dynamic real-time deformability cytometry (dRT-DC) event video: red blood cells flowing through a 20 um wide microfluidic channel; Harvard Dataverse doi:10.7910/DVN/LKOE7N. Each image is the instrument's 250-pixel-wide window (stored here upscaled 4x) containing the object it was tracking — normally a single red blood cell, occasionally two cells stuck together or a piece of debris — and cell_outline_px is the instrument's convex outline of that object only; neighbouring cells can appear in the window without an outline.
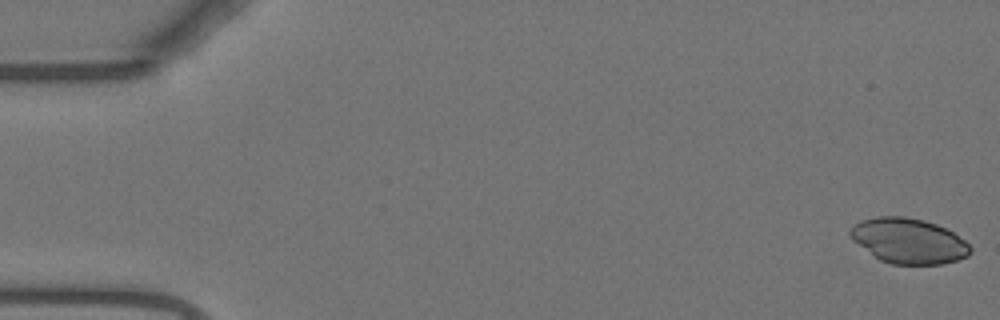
{"species": "Egyptian fruit bat (a non-hibernating species)", "species_latin": "Rousettus aegyptiacus", "temperature_condition": "warm", "stored_images_in_passage": 54, "camera_frame_rate_fps": 3000, "um_per_image_px": 0.085, "animal": {"sex": "female"}, "frame": {"image": 1, "passage_image": 1, "time_ms": 0.0, "image_size_px": [1000, 320], "cell_outline_px": [[972, 252], [968, 256], [956, 260], [940, 264], [892, 264], [880, 260], [852, 240], [848, 236], [848, 232], [852, 224], [860, 220], [876, 216], [904, 216], [924, 220], [936, 224], [952, 232], [964, 240], [972, 248]], "centroid_in_image_um": [77.19, 20.46], "position_along_channel_um": 7.8, "area_um2": 31.73}}